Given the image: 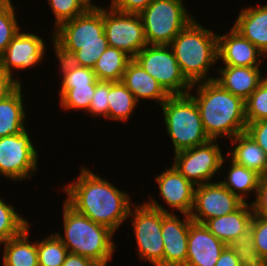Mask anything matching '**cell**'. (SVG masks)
I'll return each mask as SVG.
<instances>
[{"mask_svg": "<svg viewBox=\"0 0 267 266\" xmlns=\"http://www.w3.org/2000/svg\"><path fill=\"white\" fill-rule=\"evenodd\" d=\"M255 196V201L250 202L253 214L267 217V174L261 176Z\"/></svg>", "mask_w": 267, "mask_h": 266, "instance_id": "obj_39", "label": "cell"}, {"mask_svg": "<svg viewBox=\"0 0 267 266\" xmlns=\"http://www.w3.org/2000/svg\"><path fill=\"white\" fill-rule=\"evenodd\" d=\"M215 266H241L239 259L229 246H227L221 253Z\"/></svg>", "mask_w": 267, "mask_h": 266, "instance_id": "obj_44", "label": "cell"}, {"mask_svg": "<svg viewBox=\"0 0 267 266\" xmlns=\"http://www.w3.org/2000/svg\"><path fill=\"white\" fill-rule=\"evenodd\" d=\"M48 2L55 17L54 29L88 10L81 0H48Z\"/></svg>", "mask_w": 267, "mask_h": 266, "instance_id": "obj_36", "label": "cell"}, {"mask_svg": "<svg viewBox=\"0 0 267 266\" xmlns=\"http://www.w3.org/2000/svg\"><path fill=\"white\" fill-rule=\"evenodd\" d=\"M253 215L249 202H244L234 212L207 220L204 225L213 235L229 246L233 240L250 229Z\"/></svg>", "mask_w": 267, "mask_h": 266, "instance_id": "obj_21", "label": "cell"}, {"mask_svg": "<svg viewBox=\"0 0 267 266\" xmlns=\"http://www.w3.org/2000/svg\"><path fill=\"white\" fill-rule=\"evenodd\" d=\"M160 107L174 153L211 140L203 128L199 108L189 94L170 96Z\"/></svg>", "mask_w": 267, "mask_h": 266, "instance_id": "obj_6", "label": "cell"}, {"mask_svg": "<svg viewBox=\"0 0 267 266\" xmlns=\"http://www.w3.org/2000/svg\"><path fill=\"white\" fill-rule=\"evenodd\" d=\"M230 140L234 147L226 155L231 160L261 176L267 174V156L247 132L239 133Z\"/></svg>", "mask_w": 267, "mask_h": 266, "instance_id": "obj_23", "label": "cell"}, {"mask_svg": "<svg viewBox=\"0 0 267 266\" xmlns=\"http://www.w3.org/2000/svg\"><path fill=\"white\" fill-rule=\"evenodd\" d=\"M62 266H99V265L88 257L68 253Z\"/></svg>", "mask_w": 267, "mask_h": 266, "instance_id": "obj_43", "label": "cell"}, {"mask_svg": "<svg viewBox=\"0 0 267 266\" xmlns=\"http://www.w3.org/2000/svg\"><path fill=\"white\" fill-rule=\"evenodd\" d=\"M17 213L16 209L0 198V242L21 234L28 226L27 219Z\"/></svg>", "mask_w": 267, "mask_h": 266, "instance_id": "obj_30", "label": "cell"}, {"mask_svg": "<svg viewBox=\"0 0 267 266\" xmlns=\"http://www.w3.org/2000/svg\"><path fill=\"white\" fill-rule=\"evenodd\" d=\"M153 0H111L110 6L124 13H137L143 11Z\"/></svg>", "mask_w": 267, "mask_h": 266, "instance_id": "obj_41", "label": "cell"}, {"mask_svg": "<svg viewBox=\"0 0 267 266\" xmlns=\"http://www.w3.org/2000/svg\"><path fill=\"white\" fill-rule=\"evenodd\" d=\"M227 247L204 224L193 222L189 227L185 266H215Z\"/></svg>", "mask_w": 267, "mask_h": 266, "instance_id": "obj_18", "label": "cell"}, {"mask_svg": "<svg viewBox=\"0 0 267 266\" xmlns=\"http://www.w3.org/2000/svg\"><path fill=\"white\" fill-rule=\"evenodd\" d=\"M111 81H97L88 112L90 116H103L108 119L109 91Z\"/></svg>", "mask_w": 267, "mask_h": 266, "instance_id": "obj_37", "label": "cell"}, {"mask_svg": "<svg viewBox=\"0 0 267 266\" xmlns=\"http://www.w3.org/2000/svg\"><path fill=\"white\" fill-rule=\"evenodd\" d=\"M180 71L192 85L214 80L209 71L218 62V34L193 19L169 44Z\"/></svg>", "mask_w": 267, "mask_h": 266, "instance_id": "obj_4", "label": "cell"}, {"mask_svg": "<svg viewBox=\"0 0 267 266\" xmlns=\"http://www.w3.org/2000/svg\"><path fill=\"white\" fill-rule=\"evenodd\" d=\"M133 208L129 210L128 219L132 217L137 255L155 266H163L162 211L169 213L168 209L154 198L141 205L133 204Z\"/></svg>", "mask_w": 267, "mask_h": 266, "instance_id": "obj_8", "label": "cell"}, {"mask_svg": "<svg viewBox=\"0 0 267 266\" xmlns=\"http://www.w3.org/2000/svg\"><path fill=\"white\" fill-rule=\"evenodd\" d=\"M183 0H153L139 13L148 45H169L193 20Z\"/></svg>", "mask_w": 267, "mask_h": 266, "instance_id": "obj_7", "label": "cell"}, {"mask_svg": "<svg viewBox=\"0 0 267 266\" xmlns=\"http://www.w3.org/2000/svg\"><path fill=\"white\" fill-rule=\"evenodd\" d=\"M196 88V95L192 89ZM196 102L205 133L211 140L232 139L247 127L245 101L231 94L215 80L192 84L188 93Z\"/></svg>", "mask_w": 267, "mask_h": 266, "instance_id": "obj_3", "label": "cell"}, {"mask_svg": "<svg viewBox=\"0 0 267 266\" xmlns=\"http://www.w3.org/2000/svg\"><path fill=\"white\" fill-rule=\"evenodd\" d=\"M132 59L126 52L108 46L97 60L93 71L99 81L120 82Z\"/></svg>", "mask_w": 267, "mask_h": 266, "instance_id": "obj_26", "label": "cell"}, {"mask_svg": "<svg viewBox=\"0 0 267 266\" xmlns=\"http://www.w3.org/2000/svg\"><path fill=\"white\" fill-rule=\"evenodd\" d=\"M27 129L0 138V175L11 181H25L37 172L38 152Z\"/></svg>", "mask_w": 267, "mask_h": 266, "instance_id": "obj_11", "label": "cell"}, {"mask_svg": "<svg viewBox=\"0 0 267 266\" xmlns=\"http://www.w3.org/2000/svg\"><path fill=\"white\" fill-rule=\"evenodd\" d=\"M247 132L267 156V119L247 123Z\"/></svg>", "mask_w": 267, "mask_h": 266, "instance_id": "obj_40", "label": "cell"}, {"mask_svg": "<svg viewBox=\"0 0 267 266\" xmlns=\"http://www.w3.org/2000/svg\"><path fill=\"white\" fill-rule=\"evenodd\" d=\"M245 116L247 123L267 119V77L245 100Z\"/></svg>", "mask_w": 267, "mask_h": 266, "instance_id": "obj_35", "label": "cell"}, {"mask_svg": "<svg viewBox=\"0 0 267 266\" xmlns=\"http://www.w3.org/2000/svg\"><path fill=\"white\" fill-rule=\"evenodd\" d=\"M219 73L215 81L231 94L240 97L244 101L265 79L262 77L260 67L223 66L216 69Z\"/></svg>", "mask_w": 267, "mask_h": 266, "instance_id": "obj_19", "label": "cell"}, {"mask_svg": "<svg viewBox=\"0 0 267 266\" xmlns=\"http://www.w3.org/2000/svg\"><path fill=\"white\" fill-rule=\"evenodd\" d=\"M250 230L255 249L267 259V217L253 215Z\"/></svg>", "mask_w": 267, "mask_h": 266, "instance_id": "obj_38", "label": "cell"}, {"mask_svg": "<svg viewBox=\"0 0 267 266\" xmlns=\"http://www.w3.org/2000/svg\"><path fill=\"white\" fill-rule=\"evenodd\" d=\"M60 106L64 110H81L89 114V106L95 92L96 84L60 85Z\"/></svg>", "mask_w": 267, "mask_h": 266, "instance_id": "obj_29", "label": "cell"}, {"mask_svg": "<svg viewBox=\"0 0 267 266\" xmlns=\"http://www.w3.org/2000/svg\"><path fill=\"white\" fill-rule=\"evenodd\" d=\"M216 141L210 140L203 145L174 153L172 165L195 186L211 183L228 161V156H223L222 148Z\"/></svg>", "mask_w": 267, "mask_h": 266, "instance_id": "obj_10", "label": "cell"}, {"mask_svg": "<svg viewBox=\"0 0 267 266\" xmlns=\"http://www.w3.org/2000/svg\"><path fill=\"white\" fill-rule=\"evenodd\" d=\"M46 43L38 35L18 32L0 56L2 67L12 76L14 70L31 69L39 64L46 53Z\"/></svg>", "mask_w": 267, "mask_h": 266, "instance_id": "obj_14", "label": "cell"}, {"mask_svg": "<svg viewBox=\"0 0 267 266\" xmlns=\"http://www.w3.org/2000/svg\"><path fill=\"white\" fill-rule=\"evenodd\" d=\"M104 33L110 47L134 58L148 45L142 20L137 13H124L112 6L104 8Z\"/></svg>", "mask_w": 267, "mask_h": 266, "instance_id": "obj_12", "label": "cell"}, {"mask_svg": "<svg viewBox=\"0 0 267 266\" xmlns=\"http://www.w3.org/2000/svg\"><path fill=\"white\" fill-rule=\"evenodd\" d=\"M11 0H0V56L21 30Z\"/></svg>", "mask_w": 267, "mask_h": 266, "instance_id": "obj_33", "label": "cell"}, {"mask_svg": "<svg viewBox=\"0 0 267 266\" xmlns=\"http://www.w3.org/2000/svg\"><path fill=\"white\" fill-rule=\"evenodd\" d=\"M229 247L239 259L241 266H267V259L255 249L250 229L233 240Z\"/></svg>", "mask_w": 267, "mask_h": 266, "instance_id": "obj_31", "label": "cell"}, {"mask_svg": "<svg viewBox=\"0 0 267 266\" xmlns=\"http://www.w3.org/2000/svg\"><path fill=\"white\" fill-rule=\"evenodd\" d=\"M241 9L233 28L267 57V4Z\"/></svg>", "mask_w": 267, "mask_h": 266, "instance_id": "obj_22", "label": "cell"}, {"mask_svg": "<svg viewBox=\"0 0 267 266\" xmlns=\"http://www.w3.org/2000/svg\"><path fill=\"white\" fill-rule=\"evenodd\" d=\"M29 226L4 244L3 266H39L37 242L29 241Z\"/></svg>", "mask_w": 267, "mask_h": 266, "instance_id": "obj_25", "label": "cell"}, {"mask_svg": "<svg viewBox=\"0 0 267 266\" xmlns=\"http://www.w3.org/2000/svg\"><path fill=\"white\" fill-rule=\"evenodd\" d=\"M64 201L76 212L114 233L126 221L133 206L130 195L85 167H80L78 178L62 187Z\"/></svg>", "mask_w": 267, "mask_h": 266, "instance_id": "obj_1", "label": "cell"}, {"mask_svg": "<svg viewBox=\"0 0 267 266\" xmlns=\"http://www.w3.org/2000/svg\"><path fill=\"white\" fill-rule=\"evenodd\" d=\"M230 163L227 179L219 181L225 188L229 189L233 194L237 195L242 201L247 202V195L254 192L259 186L261 175L257 172L247 169L237 164L229 157ZM246 198V199H245Z\"/></svg>", "mask_w": 267, "mask_h": 266, "instance_id": "obj_27", "label": "cell"}, {"mask_svg": "<svg viewBox=\"0 0 267 266\" xmlns=\"http://www.w3.org/2000/svg\"><path fill=\"white\" fill-rule=\"evenodd\" d=\"M22 83L16 77H12L0 63V100L10 96Z\"/></svg>", "mask_w": 267, "mask_h": 266, "instance_id": "obj_42", "label": "cell"}, {"mask_svg": "<svg viewBox=\"0 0 267 266\" xmlns=\"http://www.w3.org/2000/svg\"><path fill=\"white\" fill-rule=\"evenodd\" d=\"M183 220L175 212L162 211V239L164 243L163 266H185L189 227L193 223L190 215Z\"/></svg>", "mask_w": 267, "mask_h": 266, "instance_id": "obj_15", "label": "cell"}, {"mask_svg": "<svg viewBox=\"0 0 267 266\" xmlns=\"http://www.w3.org/2000/svg\"><path fill=\"white\" fill-rule=\"evenodd\" d=\"M82 3L88 8V9H99L101 8L98 5H95V3L91 0H81Z\"/></svg>", "mask_w": 267, "mask_h": 266, "instance_id": "obj_45", "label": "cell"}, {"mask_svg": "<svg viewBox=\"0 0 267 266\" xmlns=\"http://www.w3.org/2000/svg\"><path fill=\"white\" fill-rule=\"evenodd\" d=\"M170 95H186L191 84L180 71L179 64L169 45H146L133 58Z\"/></svg>", "mask_w": 267, "mask_h": 266, "instance_id": "obj_9", "label": "cell"}, {"mask_svg": "<svg viewBox=\"0 0 267 266\" xmlns=\"http://www.w3.org/2000/svg\"><path fill=\"white\" fill-rule=\"evenodd\" d=\"M243 203L244 201L219 181L205 183L195 188L194 206L190 217L193 222L204 224L207 220L234 212Z\"/></svg>", "mask_w": 267, "mask_h": 266, "instance_id": "obj_13", "label": "cell"}, {"mask_svg": "<svg viewBox=\"0 0 267 266\" xmlns=\"http://www.w3.org/2000/svg\"><path fill=\"white\" fill-rule=\"evenodd\" d=\"M52 32L56 57L78 66L93 68L109 46L104 33V7L88 9Z\"/></svg>", "mask_w": 267, "mask_h": 266, "instance_id": "obj_2", "label": "cell"}, {"mask_svg": "<svg viewBox=\"0 0 267 266\" xmlns=\"http://www.w3.org/2000/svg\"><path fill=\"white\" fill-rule=\"evenodd\" d=\"M134 95L120 82H111L109 91L108 120L126 122L137 106ZM136 107V108H135Z\"/></svg>", "mask_w": 267, "mask_h": 266, "instance_id": "obj_28", "label": "cell"}, {"mask_svg": "<svg viewBox=\"0 0 267 266\" xmlns=\"http://www.w3.org/2000/svg\"><path fill=\"white\" fill-rule=\"evenodd\" d=\"M123 84L134 95L137 102L149 99L162 105L170 95L148 74L134 59H132L123 74Z\"/></svg>", "mask_w": 267, "mask_h": 266, "instance_id": "obj_20", "label": "cell"}, {"mask_svg": "<svg viewBox=\"0 0 267 266\" xmlns=\"http://www.w3.org/2000/svg\"><path fill=\"white\" fill-rule=\"evenodd\" d=\"M64 235L55 231L69 253L92 259L99 266H107L114 256L115 234L108 227L79 214L65 201L63 203Z\"/></svg>", "mask_w": 267, "mask_h": 266, "instance_id": "obj_5", "label": "cell"}, {"mask_svg": "<svg viewBox=\"0 0 267 266\" xmlns=\"http://www.w3.org/2000/svg\"><path fill=\"white\" fill-rule=\"evenodd\" d=\"M261 57L265 55L233 27L227 34L218 35V61L224 66L259 67Z\"/></svg>", "mask_w": 267, "mask_h": 266, "instance_id": "obj_17", "label": "cell"}, {"mask_svg": "<svg viewBox=\"0 0 267 266\" xmlns=\"http://www.w3.org/2000/svg\"><path fill=\"white\" fill-rule=\"evenodd\" d=\"M155 180L161 199L169 208H175L181 214H191L196 186L188 181L174 165L155 176Z\"/></svg>", "mask_w": 267, "mask_h": 266, "instance_id": "obj_16", "label": "cell"}, {"mask_svg": "<svg viewBox=\"0 0 267 266\" xmlns=\"http://www.w3.org/2000/svg\"><path fill=\"white\" fill-rule=\"evenodd\" d=\"M22 87L21 84L10 96L0 100V138L26 130Z\"/></svg>", "mask_w": 267, "mask_h": 266, "instance_id": "obj_24", "label": "cell"}, {"mask_svg": "<svg viewBox=\"0 0 267 266\" xmlns=\"http://www.w3.org/2000/svg\"><path fill=\"white\" fill-rule=\"evenodd\" d=\"M37 251L39 266H62L69 253L55 233L37 241Z\"/></svg>", "mask_w": 267, "mask_h": 266, "instance_id": "obj_32", "label": "cell"}, {"mask_svg": "<svg viewBox=\"0 0 267 266\" xmlns=\"http://www.w3.org/2000/svg\"><path fill=\"white\" fill-rule=\"evenodd\" d=\"M60 62L61 85L96 84L98 79L93 68L78 66L68 59L58 58Z\"/></svg>", "mask_w": 267, "mask_h": 266, "instance_id": "obj_34", "label": "cell"}]
</instances>
